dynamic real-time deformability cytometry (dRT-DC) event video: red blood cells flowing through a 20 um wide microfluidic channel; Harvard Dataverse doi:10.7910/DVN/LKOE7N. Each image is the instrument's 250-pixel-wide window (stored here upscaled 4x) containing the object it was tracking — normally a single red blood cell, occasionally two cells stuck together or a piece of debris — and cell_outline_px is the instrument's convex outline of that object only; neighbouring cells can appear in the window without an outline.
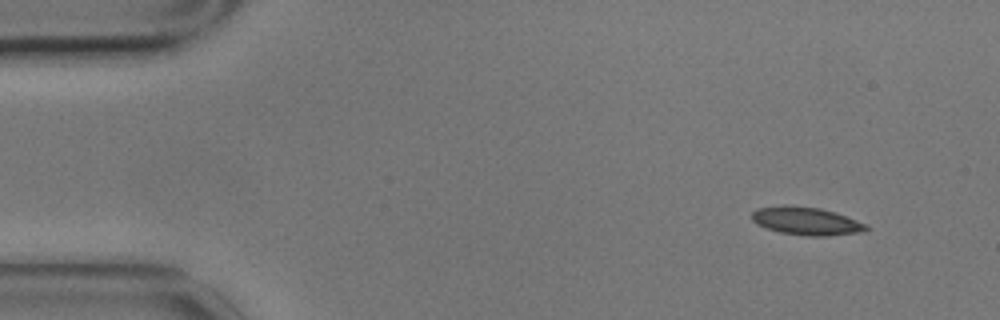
{"species": "common noctule bat (a hibernating species)", "species_latin": "Nyctalus noctula", "temperature_condition": "cold", "stored_images_in_passage": 5, "camera_frame_rate_fps": 3000, "um_per_image_px": 0.085, "animal": {"sex": "male", "body_mass_g": 17.9}, "frame": {"image": 1, "passage_image": 1, "time_ms": 0.0, "image_size_px": [1000, 320], "cell_outline_px": [[872, 228], [860, 232], [828, 236], [808, 236], [780, 232], [756, 224], [752, 220], [752, 212], [756, 208], [784, 204], [820, 208], [836, 212], [868, 224]], "centroid_in_image_um": [68.55, 18.77], "position_along_channel_um": 16.4, "area_um2": 18.9}}
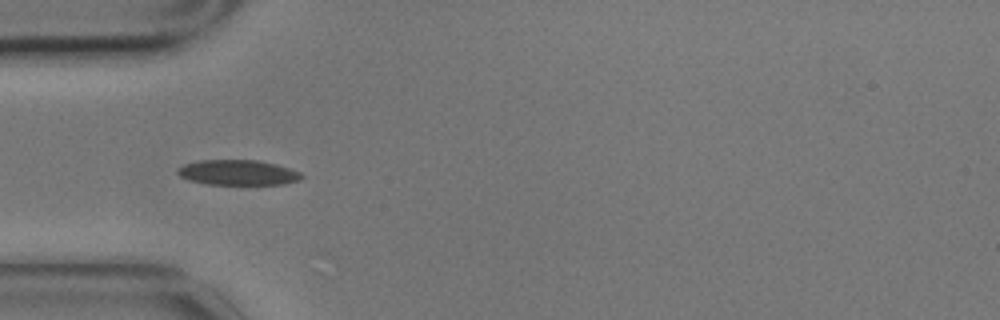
{"frame": {"image": 2, "passage_image": 4, "time_ms": 1.0, "image_size_px": [1000, 320], "cell_outline_px": [[304, 176], [300, 180], [284, 184], [208, 184], [188, 180], [180, 176], [176, 172], [176, 168], [184, 164], [200, 160], [256, 160], [276, 164], [300, 172]], "centroid_in_image_um": [20.2, 14.66], "position_along_channel_um": 64.8, "area_um2": 18.21}}